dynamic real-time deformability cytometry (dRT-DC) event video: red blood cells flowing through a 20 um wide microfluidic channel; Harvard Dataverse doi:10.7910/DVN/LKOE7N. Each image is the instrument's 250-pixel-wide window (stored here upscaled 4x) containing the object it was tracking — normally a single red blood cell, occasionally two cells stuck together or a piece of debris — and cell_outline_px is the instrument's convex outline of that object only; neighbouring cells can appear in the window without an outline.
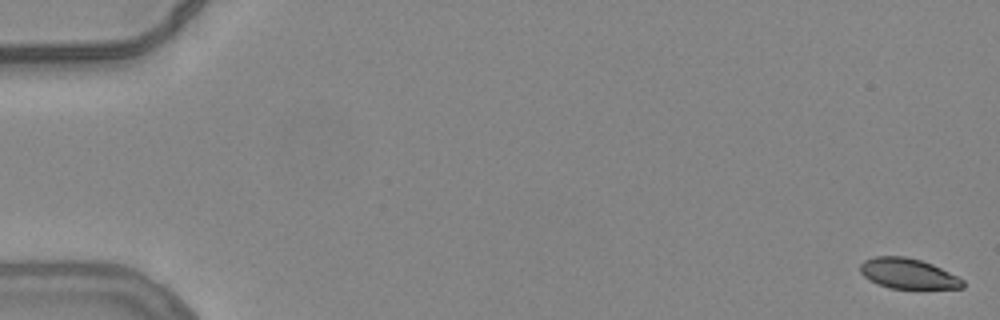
{"species": "common noctule bat (a hibernating species)", "species_latin": "Nyctalus noctula", "temperature_condition": "warm", "stored_images_in_passage": 55, "camera_frame_rate_fps": 3000, "um_per_image_px": 0.085, "animal": {"sex": "female", "body_mass_g": 24.6, "forearm_length_mm": 56.2}, "frame": {"image": 1, "passage_image": 1, "time_ms": 0.0, "image_size_px": [1000, 320], "cell_outline_px": [[964, 288], [888, 288], [868, 280], [860, 272], [860, 264], [864, 260], [876, 256], [904, 256], [920, 260], [932, 264], [964, 280]], "centroid_in_image_um": [77.14, 23.25], "position_along_channel_um": 7.9, "area_um2": 17.98}}
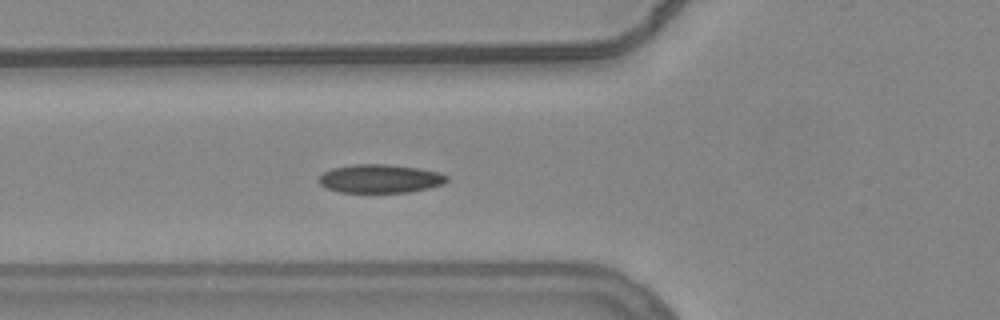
{"frame": {"image": 2, "passage_image": 21, "time_ms": 6.667, "image_size_px": [1000, 320], "cell_outline_px": [[448, 180], [444, 184], [428, 188], [408, 192], [340, 192], [328, 188], [320, 184], [316, 180], [324, 172], [332, 168], [352, 164], [388, 164], [416, 168], [440, 172], [448, 176]], "centroid_in_image_um": [32.31, 15.18], "position_along_channel_um": 93.5, "area_um2": 21.27}}
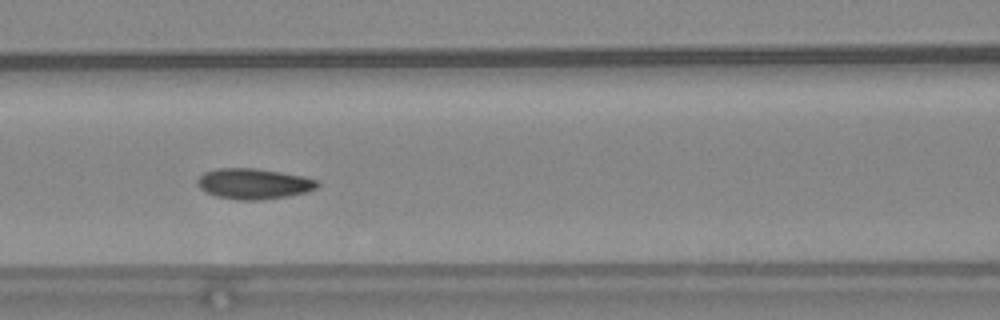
{"frame": {"image": 3, "passage_image": 25, "time_ms": 8.0, "image_size_px": [1000, 320], "cell_outline_px": [[320, 184], [316, 188], [308, 192], [288, 196], [264, 200], [236, 200], [216, 196], [204, 192], [196, 184], [196, 180], [204, 172], [216, 168], [256, 168], [304, 176], [316, 180]], "centroid_in_image_um": [21.54, 15.62], "position_along_channel_um": 145.1, "area_um2": 21.68}, "authors_computed_cell_mechanics": {"area_um2": 20.4034, "velocity_mm_per_s": 3.8006, "shape_relaxation_time_tau1_ms": 3.9509, "shape_relaxation_time_tau2_ms": 5.2887, "deformation_change_tau1": 0.1032, "deformation_change_tau2": 0.1025}}